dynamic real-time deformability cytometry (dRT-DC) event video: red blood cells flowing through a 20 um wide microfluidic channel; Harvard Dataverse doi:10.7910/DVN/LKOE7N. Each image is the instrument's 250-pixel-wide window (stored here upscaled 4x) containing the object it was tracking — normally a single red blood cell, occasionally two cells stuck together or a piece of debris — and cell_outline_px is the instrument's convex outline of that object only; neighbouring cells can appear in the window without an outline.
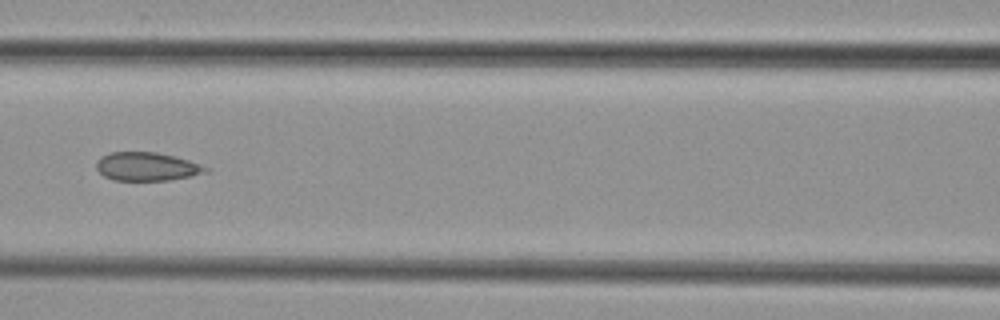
{"species": "common noctule bat (a hibernating species)", "species_latin": "Nyctalus noctula", "temperature_condition": "cold", "stored_images_in_passage": 7, "camera_frame_rate_fps": 3000, "um_per_image_px": 0.085, "animal": {"sex": "female", "body_mass_g": 29.2, "forearm_length_mm": 56.3}, "frame": {"image": 1, "passage_image": 6, "time_ms": 7.333, "image_size_px": [1000, 320], "cell_outline_px": [[212, 172], [192, 176], [168, 180], [112, 180], [104, 176], [96, 168], [96, 160], [100, 156], [112, 152], [156, 152], [176, 156], [212, 168]], "centroid_in_image_um": [12.53, 14.16], "position_along_channel_um": 154.1, "area_um2": 18.44}}
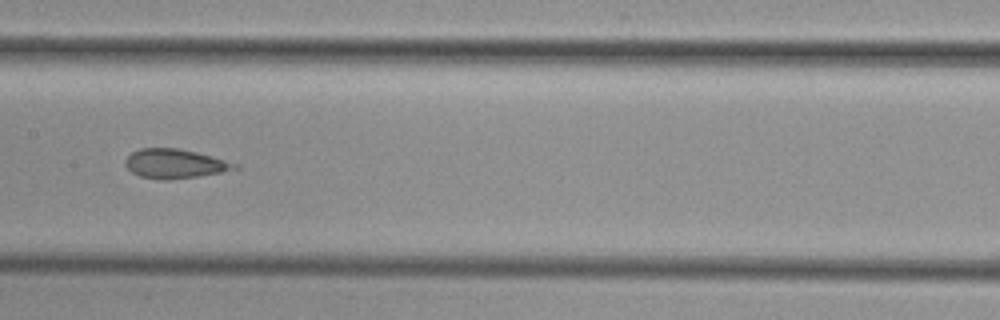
{"frame": {"image": 2, "passage_image": 7, "time_ms": 8.333, "image_size_px": [1000, 320], "cell_outline_px": [[240, 168], [220, 172], [196, 176], [168, 180], [160, 180], [140, 176], [132, 172], [124, 164], [124, 160], [132, 152], [140, 148], [176, 148], [196, 152], [240, 164]], "centroid_in_image_um": [14.85, 13.91], "position_along_channel_um": 192.6, "area_um2": 18.55}}